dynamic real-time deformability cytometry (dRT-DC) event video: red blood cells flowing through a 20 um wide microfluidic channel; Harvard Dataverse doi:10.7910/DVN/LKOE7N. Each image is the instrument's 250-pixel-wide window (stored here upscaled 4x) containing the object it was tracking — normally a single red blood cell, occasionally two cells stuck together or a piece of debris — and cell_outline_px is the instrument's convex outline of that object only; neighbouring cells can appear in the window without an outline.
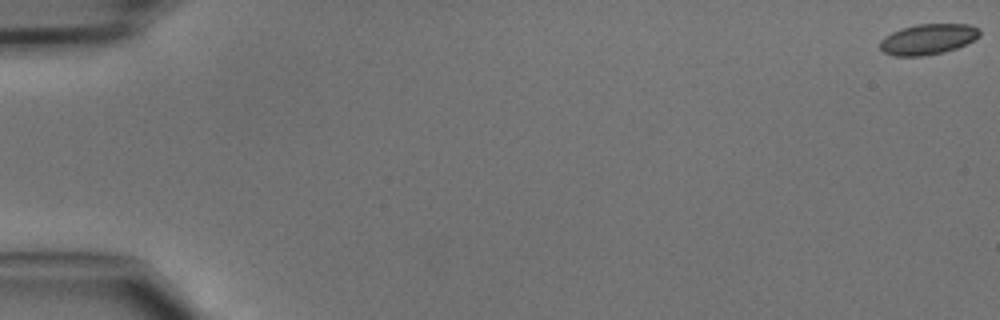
{"species": "common noctule bat (a hibernating species)", "species_latin": "Nyctalus noctula", "temperature_condition": "cold", "stored_images_in_passage": 48, "camera_frame_rate_fps": 3000, "um_per_image_px": 0.085, "animal": {"sex": "male", "body_mass_g": 15.6}, "frame": {"image": 1, "passage_image": 1, "time_ms": 0.0, "image_size_px": [1000, 320], "cell_outline_px": [[980, 36], [956, 48], [940, 52], [920, 56], [892, 56], [884, 52], [880, 48], [880, 40], [884, 36], [900, 28], [916, 24], [972, 24], [980, 28]], "centroid_in_image_um": [78.85, 3.31], "position_along_channel_um": 6.1, "area_um2": 17.74}}
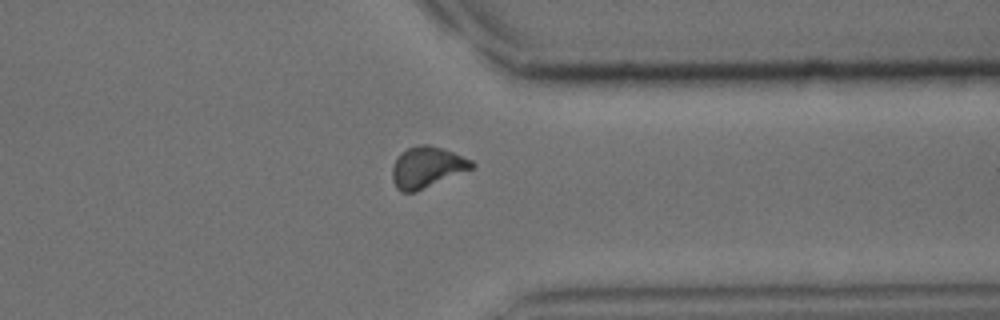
{"frame": {"image": 2, "passage_image": 38, "time_ms": 12.333, "image_size_px": [1000, 320], "cell_outline_px": [[476, 168], [416, 192], [400, 192], [396, 188], [392, 180], [392, 164], [400, 152], [408, 148], [420, 144], [428, 144], [452, 152], [472, 160], [476, 164]], "centroid_in_image_um": [36.29, 14.23], "position_along_channel_um": 375.1, "area_um2": 19.36}}
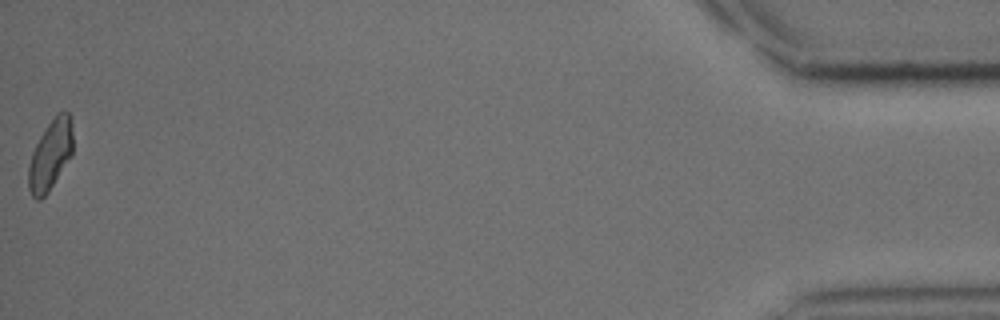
{"frame": {"image": 3, "passage_image": 48, "time_ms": 15.667, "image_size_px": [1000, 320], "cell_outline_px": [[72, 156], [48, 192], [40, 200], [36, 200], [32, 196], [28, 188], [28, 168], [32, 152], [40, 136], [56, 112], [68, 112], [72, 116]], "centroid_in_image_um": [4.29, 13.16], "position_along_channel_um": 430.9, "area_um2": 18.26}}